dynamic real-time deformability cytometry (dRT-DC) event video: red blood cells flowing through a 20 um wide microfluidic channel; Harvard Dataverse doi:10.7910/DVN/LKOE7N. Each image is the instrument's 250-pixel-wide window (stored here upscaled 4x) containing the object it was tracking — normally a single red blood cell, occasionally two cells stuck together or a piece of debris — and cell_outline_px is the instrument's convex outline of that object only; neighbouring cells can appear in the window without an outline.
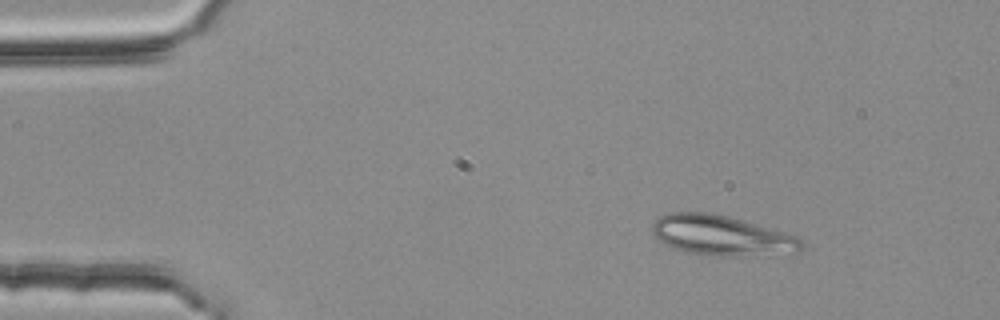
{"species": "common noctule bat (a hibernating species)", "species_latin": "Nyctalus noctula", "temperature_condition": "room temperature", "stored_images_in_passage": 3, "camera_frame_rate_fps": 3000, "um_per_image_px": 0.085, "animal": {"sex": "female", "body_mass_g": 25.1}, "frame": {"image": 1, "passage_image": 1, "time_ms": 0.0, "image_size_px": [1000, 320], "cell_outline_px": [[804, 248], [800, 252], [732, 256], [724, 256], [684, 252], [672, 248], [664, 244], [652, 236], [652, 224], [660, 216], [668, 212], [712, 212], [728, 216], [796, 236], [804, 244]], "centroid_in_image_um": [61.27, 20.01], "position_along_channel_um": 23.7, "area_um2": 34.8}}